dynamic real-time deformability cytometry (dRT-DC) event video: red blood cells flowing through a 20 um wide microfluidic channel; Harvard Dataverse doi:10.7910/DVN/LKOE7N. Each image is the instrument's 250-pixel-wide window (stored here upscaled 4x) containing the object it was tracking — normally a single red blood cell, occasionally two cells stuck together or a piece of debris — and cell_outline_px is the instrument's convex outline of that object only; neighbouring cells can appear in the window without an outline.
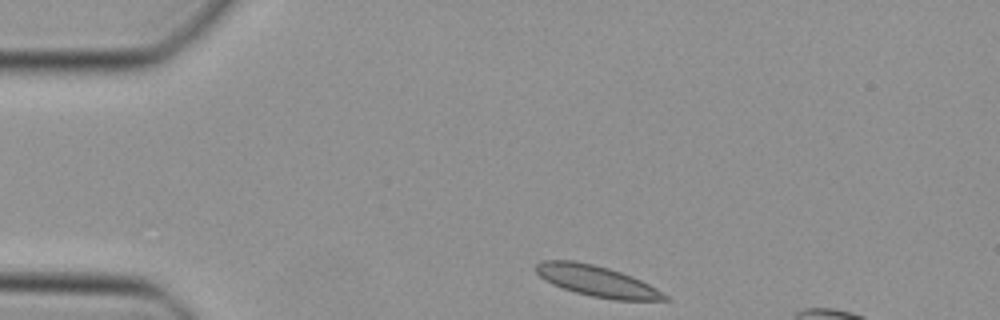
{"species": "Egyptian fruit bat (a non-hibernating species)", "species_latin": "Rousettus aegyptiacus", "temperature_condition": "cold", "stored_images_in_passage": 40, "camera_frame_rate_fps": 3000, "um_per_image_px": 0.085, "animal": {"sex": "female"}, "frame": {"image": 1, "passage_image": 1, "time_ms": 0.0, "image_size_px": [1000, 320], "cell_outline_px": [[672, 300], [616, 300], [592, 296], [576, 292], [552, 284], [540, 276], [536, 272], [536, 264], [544, 260], [572, 260], [592, 264], [608, 268], [632, 276], [656, 288], [668, 296]], "centroid_in_image_um": [50.75, 23.89], "position_along_channel_um": 34.3, "area_um2": 22.83}}
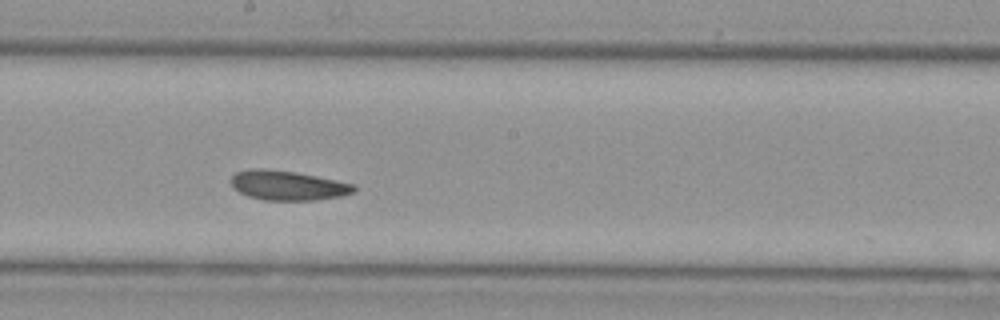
{"frame": {"image": 2, "passage_image": 18, "time_ms": 5.667, "image_size_px": [1000, 320], "cell_outline_px": [[356, 192], [340, 196], [316, 200], [264, 200], [248, 196], [232, 188], [232, 176], [236, 172], [252, 168], [260, 168], [296, 172], [356, 184]], "centroid_in_image_um": [24.48, 15.76], "position_along_channel_um": 223.7, "area_um2": 21.21}}
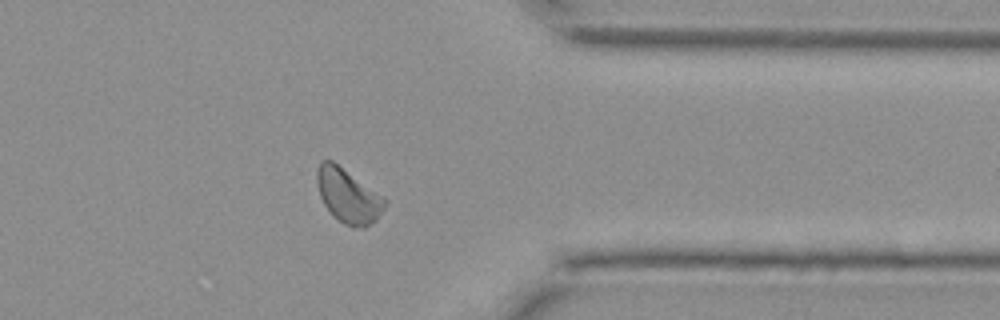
{"frame": {"image": 3, "passage_image": 30, "time_ms": 9.667, "image_size_px": [1000, 320], "cell_outline_px": [[388, 204], [376, 220], [364, 228], [352, 228], [344, 224], [332, 216], [324, 204], [320, 196], [316, 184], [316, 168], [320, 160], [332, 160], [388, 200]], "centroid_in_image_um": [29.58, 16.66], "position_along_channel_um": 381.8, "area_um2": 21.68}}